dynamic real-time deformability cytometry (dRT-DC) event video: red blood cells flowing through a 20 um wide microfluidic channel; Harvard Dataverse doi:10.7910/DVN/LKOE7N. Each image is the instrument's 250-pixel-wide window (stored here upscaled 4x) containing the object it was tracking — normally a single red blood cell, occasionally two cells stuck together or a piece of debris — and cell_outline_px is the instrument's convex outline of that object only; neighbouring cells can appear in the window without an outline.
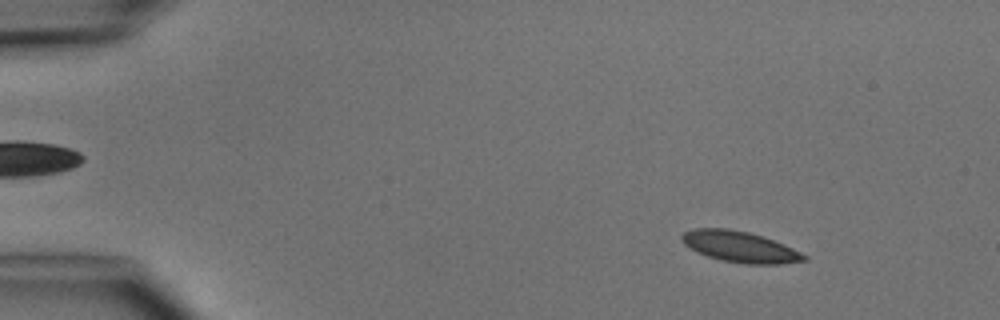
{"species": "common noctule bat (a hibernating species)", "species_latin": "Nyctalus noctula", "temperature_condition": "cold", "stored_images_in_passage": 4, "camera_frame_rate_fps": 3000, "um_per_image_px": 0.085, "animal": {"sex": "male", "body_mass_g": 15.6}, "frame": {"image": 1, "passage_image": 1, "time_ms": 0.0, "image_size_px": [1000, 320], "cell_outline_px": [[808, 260], [780, 264], [748, 264], [720, 260], [708, 256], [684, 244], [680, 240], [680, 236], [684, 232], [692, 228], [728, 228], [748, 232], [784, 244], [808, 256]], "centroid_in_image_um": [62.89, 20.97], "position_along_channel_um": 22.1, "area_um2": 21.91}}
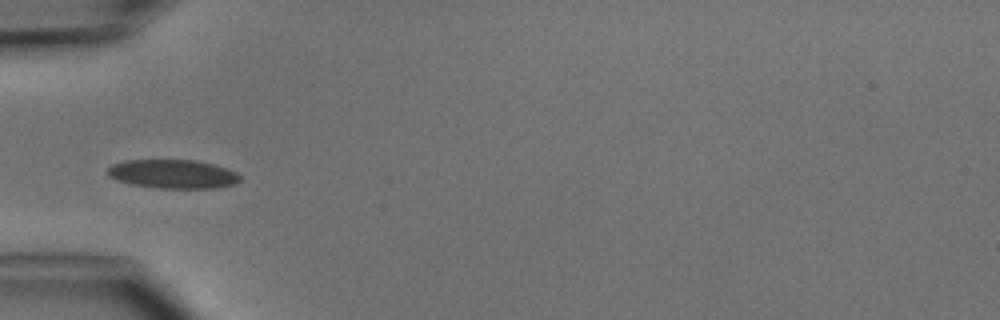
{"frame": {"image": 2, "passage_image": 4, "time_ms": 3.333, "image_size_px": [1000, 320], "cell_outline_px": [[240, 180], [236, 184], [216, 188], [156, 188], [132, 184], [116, 180], [108, 176], [108, 168], [112, 164], [124, 160], [196, 160], [212, 164], [236, 172], [240, 176]], "centroid_in_image_um": [14.68, 14.79], "position_along_channel_um": 70.3, "area_um2": 22.25}}